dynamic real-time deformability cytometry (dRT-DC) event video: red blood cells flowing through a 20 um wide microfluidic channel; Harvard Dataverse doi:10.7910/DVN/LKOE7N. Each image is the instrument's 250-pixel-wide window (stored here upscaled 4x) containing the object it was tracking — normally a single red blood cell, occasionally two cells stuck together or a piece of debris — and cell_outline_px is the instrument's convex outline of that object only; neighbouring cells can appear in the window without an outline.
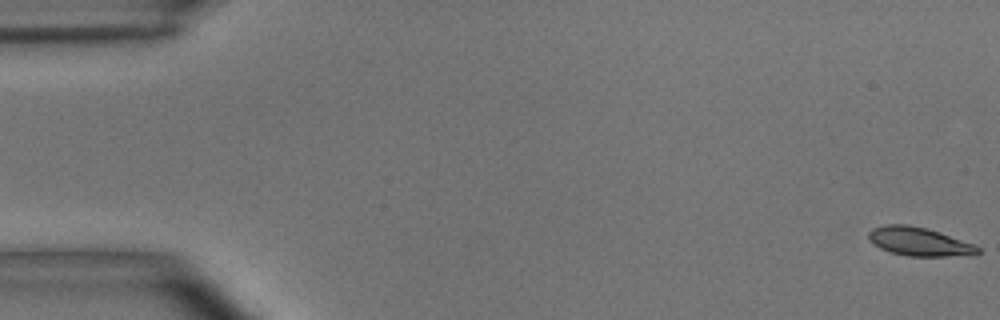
{"species": "common noctule bat (a hibernating species)", "species_latin": "Nyctalus noctula", "temperature_condition": "room temperature", "stored_images_in_passage": 6, "camera_frame_rate_fps": 3000, "um_per_image_px": 0.085, "animal": {"sex": "male", "body_mass_g": 15.6}, "frame": {"image": 1, "passage_image": 1, "time_ms": 0.0, "image_size_px": [1000, 320], "cell_outline_px": [[980, 252], [976, 256], [908, 256], [888, 252], [872, 244], [868, 240], [868, 232], [872, 228], [884, 224], [908, 224], [928, 228], [976, 244], [980, 248]], "centroid_in_image_um": [78.15, 20.54], "position_along_channel_um": 6.8, "area_um2": 18.79}}
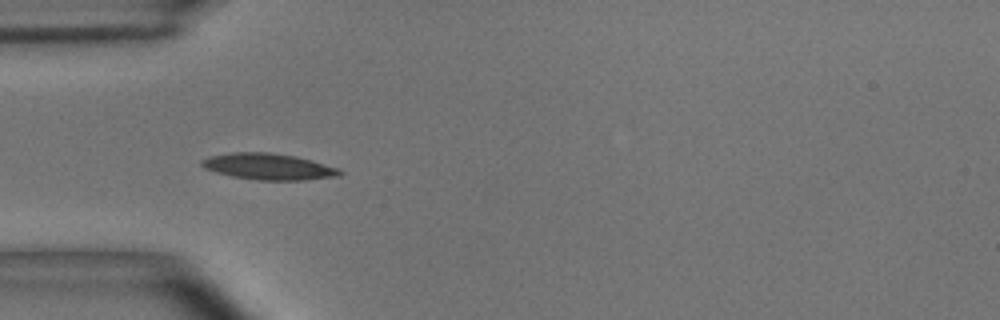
{"frame": {"image": 2, "passage_image": 5, "time_ms": 1.333, "image_size_px": [1000, 320], "cell_outline_px": [[344, 172], [340, 176], [304, 180], [260, 180], [232, 176], [216, 172], [204, 168], [200, 164], [200, 160], [208, 156], [232, 152], [268, 152], [296, 156], [312, 160], [340, 168]], "centroid_in_image_um": [22.84, 14.15], "position_along_channel_um": 62.2, "area_um2": 21.33}}
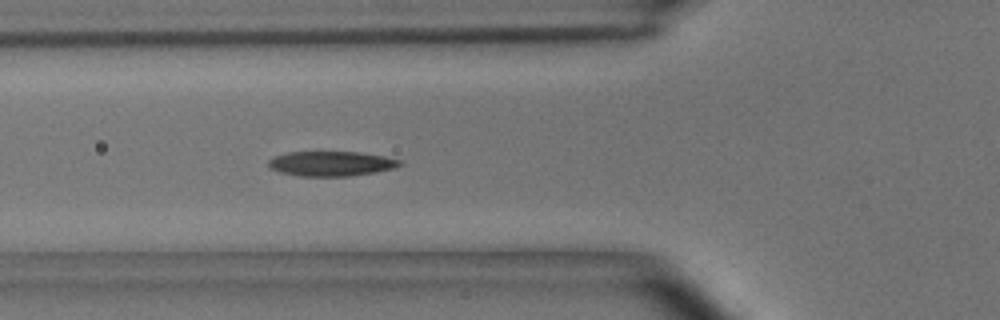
{"frame": {"image": 3, "passage_image": 6, "time_ms": 1.667, "image_size_px": [1000, 320], "cell_outline_px": [[400, 164], [392, 168], [376, 172], [352, 176], [300, 176], [280, 172], [268, 168], [268, 160], [272, 156], [288, 152], [356, 152], [384, 156], [400, 160]], "centroid_in_image_um": [28.07, 13.91], "position_along_channel_um": 97.7, "area_um2": 18.96}}